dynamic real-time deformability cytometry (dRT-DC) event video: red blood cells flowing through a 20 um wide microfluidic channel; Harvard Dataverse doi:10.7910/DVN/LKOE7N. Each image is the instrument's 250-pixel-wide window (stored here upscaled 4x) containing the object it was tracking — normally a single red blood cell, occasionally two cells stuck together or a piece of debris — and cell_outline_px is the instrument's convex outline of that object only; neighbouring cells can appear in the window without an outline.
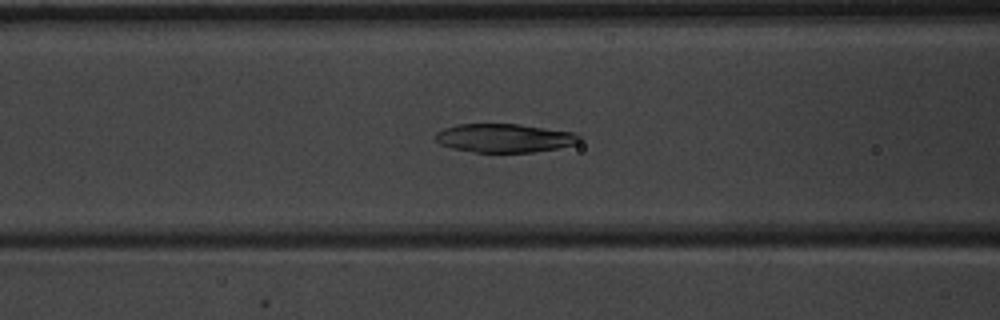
{"species": "common noctule bat (a hibernating species)", "species_latin": "Nyctalus noctula", "temperature_condition": "warm", "stored_images_in_passage": 52, "camera_frame_rate_fps": 3000, "um_per_image_px": 0.085, "animal": {"sex": "male", "body_mass_g": 20.1, "forearm_length_mm": 53.5}, "frame": {"image": 1, "passage_image": 21, "time_ms": 6.667, "image_size_px": [1000, 320], "cell_outline_px": [[584, 136], [576, 144], [556, 148], [532, 152], [476, 152], [452, 148], [440, 144], [436, 140], [436, 132], [444, 128], [460, 124], [516, 124], [576, 132]], "centroid_in_image_um": [42.92, 11.73], "position_along_channel_um": 123.7, "area_um2": 23.99}}
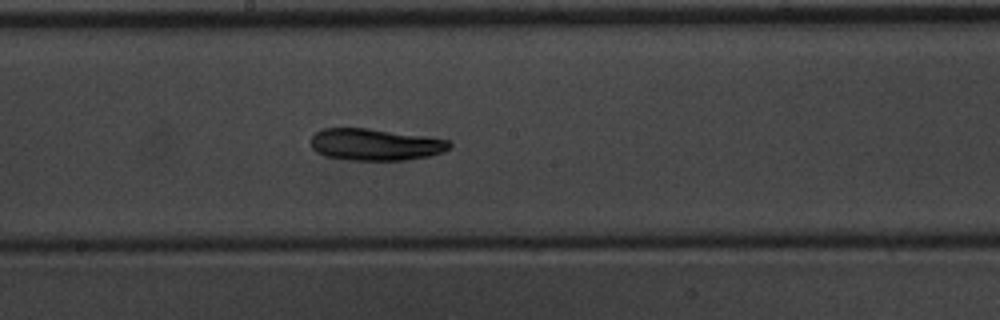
{"frame": {"image": 2, "passage_image": 28, "time_ms": 9.0, "image_size_px": [1000, 320], "cell_outline_px": [[452, 144], [448, 148], [440, 152], [428, 156], [404, 160], [352, 160], [324, 156], [316, 152], [312, 148], [312, 136], [316, 132], [324, 128], [368, 128], [428, 136], [448, 140]], "centroid_in_image_um": [31.88, 12.28], "position_along_channel_um": 216.3, "area_um2": 25.61}}
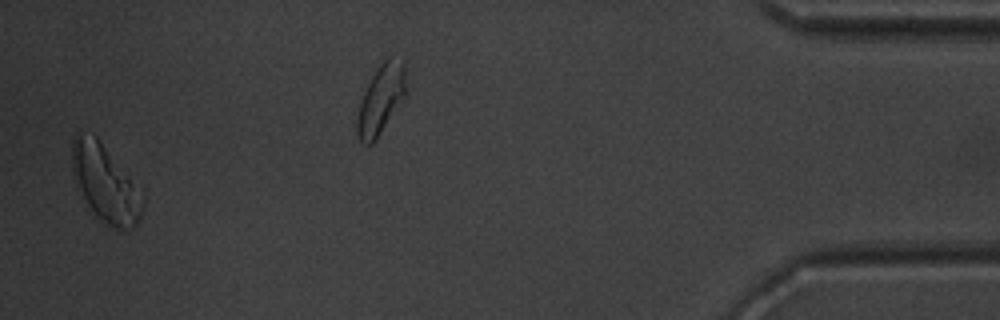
{"frame": {"image": 3, "passage_image": 50, "time_ms": 16.333, "image_size_px": [1000, 320], "cell_outline_px": [[144, 204], [136, 228], [120, 232], [104, 224], [92, 216], [76, 188], [72, 176], [72, 140], [76, 132], [80, 128], [96, 136], [144, 192]], "centroid_in_image_um": [8.93, 15.63], "position_along_channel_um": 426.3, "area_um2": 33.29}}